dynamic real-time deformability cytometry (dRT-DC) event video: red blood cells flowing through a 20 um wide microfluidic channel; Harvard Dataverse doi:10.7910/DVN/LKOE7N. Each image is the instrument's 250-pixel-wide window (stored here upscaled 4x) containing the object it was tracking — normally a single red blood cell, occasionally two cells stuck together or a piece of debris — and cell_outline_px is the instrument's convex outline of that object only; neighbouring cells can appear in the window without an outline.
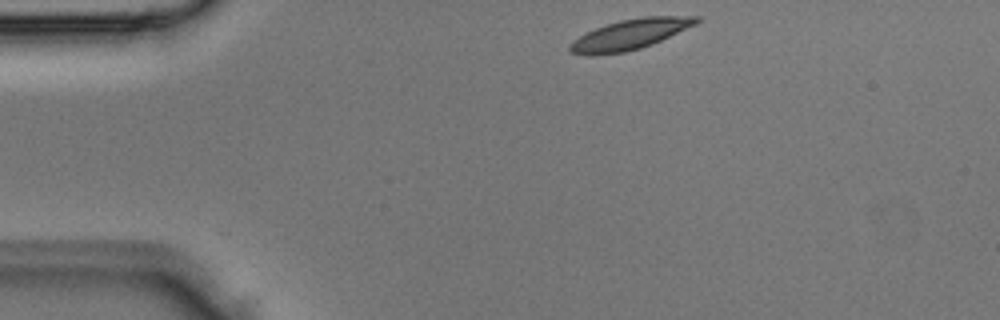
{"species": "Egyptian fruit bat (a non-hibernating species)", "species_latin": "Rousettus aegyptiacus", "temperature_condition": "room temperature", "stored_images_in_passage": 2, "camera_frame_rate_fps": 3000, "um_per_image_px": 0.085, "animal": {"sex": "male"}, "frame": {"image": 1, "passage_image": 1, "time_ms": 0.0, "image_size_px": [1000, 320], "cell_outline_px": [[700, 20], [696, 24], [652, 44], [640, 48], [624, 52], [592, 56], [588, 56], [572, 52], [568, 48], [568, 44], [572, 40], [596, 28], [620, 20], [644, 16], [700, 16]], "centroid_in_image_um": [53.53, 2.93], "position_along_channel_um": 31.5, "area_um2": 22.14}}